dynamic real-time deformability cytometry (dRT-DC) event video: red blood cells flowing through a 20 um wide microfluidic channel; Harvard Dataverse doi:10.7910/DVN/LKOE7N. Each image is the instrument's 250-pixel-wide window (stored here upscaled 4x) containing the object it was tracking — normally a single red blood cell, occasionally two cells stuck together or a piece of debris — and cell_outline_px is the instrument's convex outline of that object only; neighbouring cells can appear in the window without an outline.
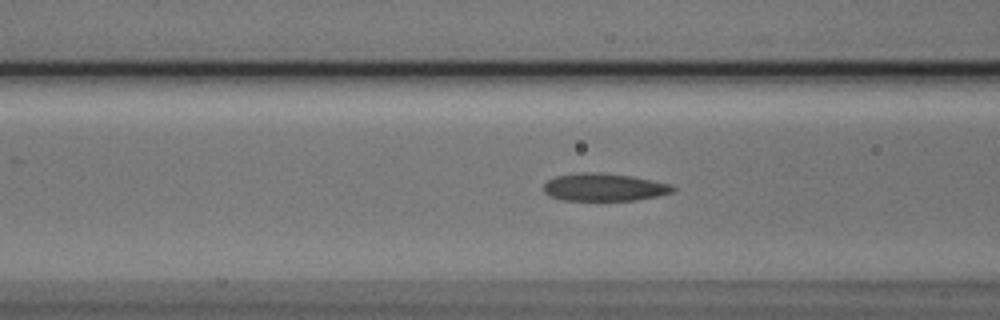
{"species": "Egyptian fruit bat (a non-hibernating species)", "species_latin": "Rousettus aegyptiacus", "temperature_condition": "cold", "stored_images_in_passage": 47, "camera_frame_rate_fps": 3000, "um_per_image_px": 0.085, "animal": {"sex": "male"}, "frame": {"image": 1, "passage_image": 16, "time_ms": 5.0, "image_size_px": [1000, 320], "cell_outline_px": [[676, 188], [672, 192], [656, 196], [636, 200], [564, 200], [548, 196], [544, 192], [544, 184], [548, 180], [556, 176], [632, 176], [672, 184]], "centroid_in_image_um": [51.41, 15.98], "position_along_channel_um": 115.2, "area_um2": 19.48}}
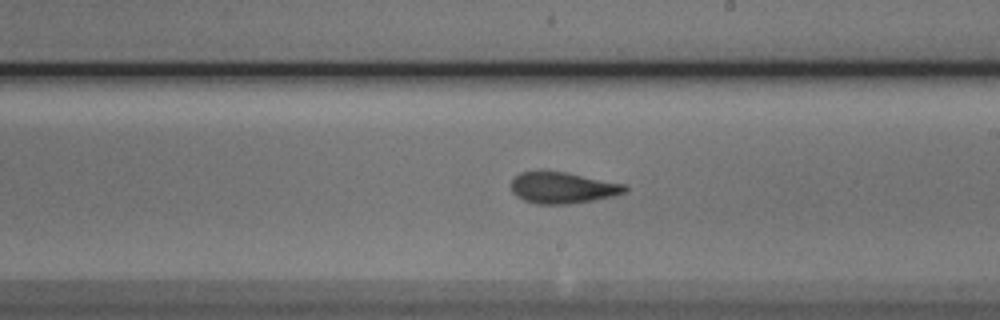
{"frame": {"image": 2, "passage_image": 26, "time_ms": 8.333, "image_size_px": [1000, 320], "cell_outline_px": [[628, 188], [624, 192], [612, 196], [592, 200], [568, 204], [536, 204], [524, 200], [516, 196], [512, 192], [512, 180], [520, 172], [568, 172], [624, 184]], "centroid_in_image_um": [47.81, 15.96], "position_along_channel_um": 241.2, "area_um2": 20.46}}
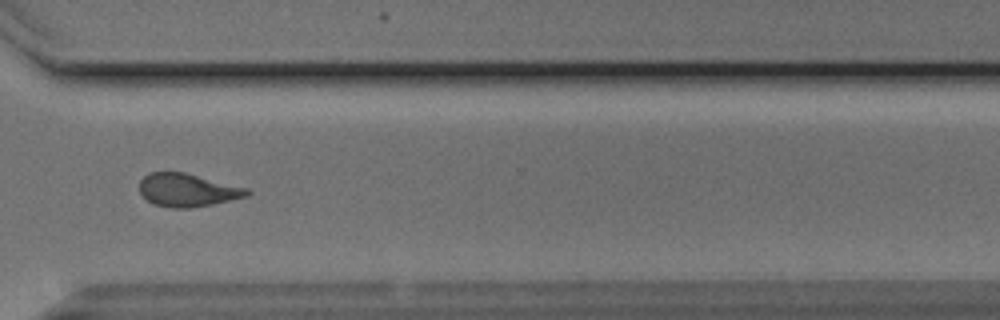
{"frame": {"image": 3, "passage_image": 35, "time_ms": 11.333, "image_size_px": [1000, 320], "cell_outline_px": [[252, 192], [248, 196], [212, 204], [188, 208], [172, 208], [156, 204], [148, 200], [140, 192], [140, 180], [148, 172], [184, 172], [248, 188]], "centroid_in_image_um": [15.95, 16.15], "position_along_channel_um": 354.6, "area_um2": 20.58}, "authors_computed_cell_mechanics": {"area_um2": 20.6346, "velocity_mm_per_s": 3.7768, "shape_relaxation_time_tau1_ms": 10.3307, "shape_relaxation_time_tau2_ms": 2.5471, "deformation_change_tau1": 0.2483, "deformation_change_tau2": 0.0947}}